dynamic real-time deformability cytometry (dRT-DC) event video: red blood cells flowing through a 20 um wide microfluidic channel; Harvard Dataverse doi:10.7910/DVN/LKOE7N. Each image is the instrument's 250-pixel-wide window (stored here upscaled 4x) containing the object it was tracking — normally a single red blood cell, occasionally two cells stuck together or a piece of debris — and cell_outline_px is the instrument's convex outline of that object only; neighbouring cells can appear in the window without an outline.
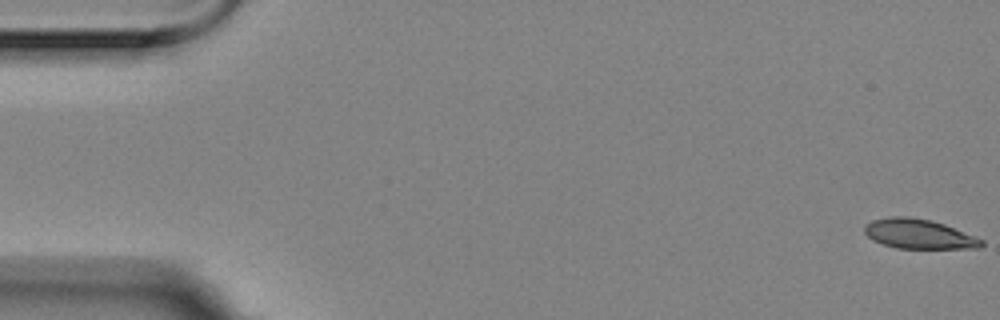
{"species": "Egyptian fruit bat (a non-hibernating species)", "species_latin": "Rousettus aegyptiacus", "temperature_condition": "room temperature", "stored_images_in_passage": 5, "camera_frame_rate_fps": 3000, "um_per_image_px": 0.085, "animal": {"sex": "female"}, "frame": {"image": 1, "passage_image": 1, "time_ms": 0.0, "image_size_px": [1000, 320], "cell_outline_px": [[984, 244], [980, 248], [896, 248], [872, 240], [864, 232], [864, 228], [872, 220], [888, 216], [908, 216], [932, 220], [944, 224], [984, 240]], "centroid_in_image_um": [78.1, 19.88], "position_along_channel_um": 6.9, "area_um2": 20.11}}
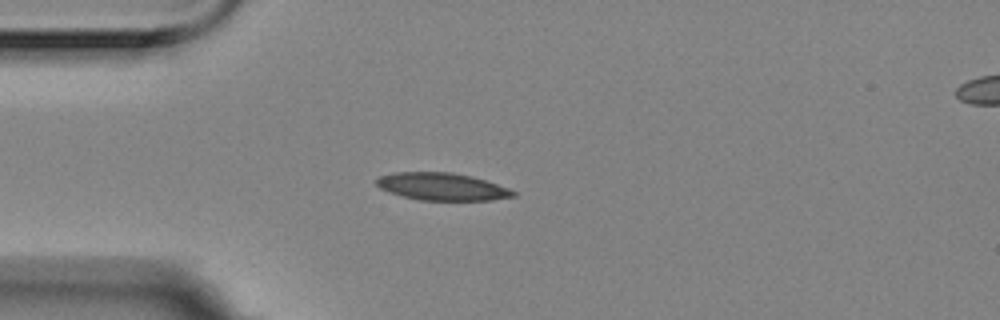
{"frame": {"image": 2, "passage_image": 5, "time_ms": 1.333, "image_size_px": [1000, 320], "cell_outline_px": [[516, 196], [492, 200], [420, 200], [388, 192], [380, 188], [376, 184], [376, 180], [380, 176], [392, 172], [452, 172], [472, 176], [508, 188], [516, 192]], "centroid_in_image_um": [37.56, 15.86], "position_along_channel_um": 47.4, "area_um2": 21.79}}